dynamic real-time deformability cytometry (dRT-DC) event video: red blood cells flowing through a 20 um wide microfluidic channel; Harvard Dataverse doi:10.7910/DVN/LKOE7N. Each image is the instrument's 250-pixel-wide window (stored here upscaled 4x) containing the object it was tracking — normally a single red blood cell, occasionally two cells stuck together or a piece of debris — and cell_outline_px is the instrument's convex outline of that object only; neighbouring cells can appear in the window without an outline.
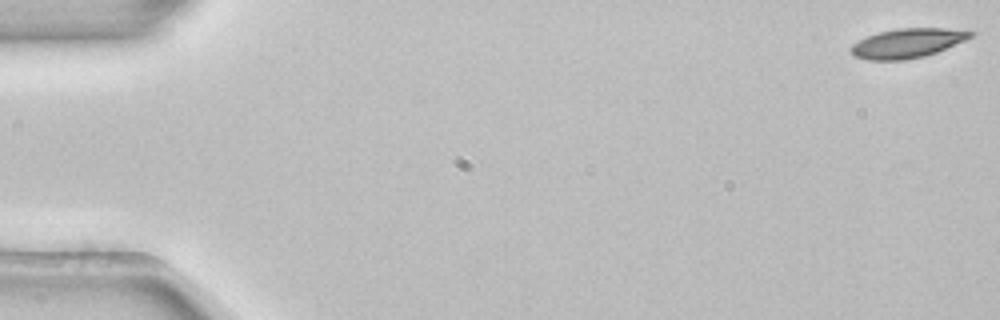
{"species": "common noctule bat (a hibernating species)", "species_latin": "Nyctalus noctula", "temperature_condition": "room temperature", "stored_images_in_passage": 53, "camera_frame_rate_fps": 3000, "um_per_image_px": 0.085, "animal": {"sex": "female", "body_mass_g": 22.7, "forearm_length_mm": 54.2}, "frame": {"image": 1, "passage_image": 1, "time_ms": 0.0, "image_size_px": [1000, 320], "cell_outline_px": [[976, 32], [972, 36], [964, 40], [936, 52], [924, 56], [904, 60], [868, 60], [856, 56], [852, 52], [852, 44], [868, 36], [880, 32], [900, 28], [944, 28]], "centroid_in_image_um": [77.14, 3.67], "position_along_channel_um": 7.9, "area_um2": 20.0}}
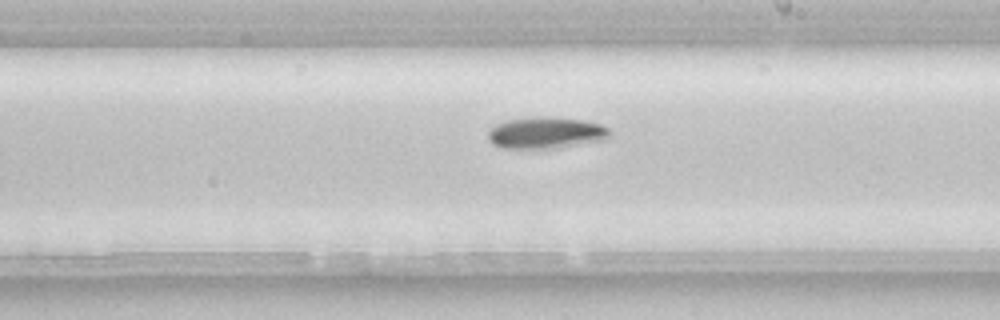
{"frame": {"image": 2, "passage_image": 31, "time_ms": 10.0, "image_size_px": [1000, 320], "cell_outline_px": [[612, 136], [604, 140], [560, 148], [500, 148], [492, 144], [488, 140], [488, 132], [496, 124], [508, 120], [532, 116], [552, 116], [584, 120], [600, 124], [608, 128], [612, 132]], "centroid_in_image_um": [46.43, 11.28], "position_along_channel_um": 242.6, "area_um2": 22.83}}
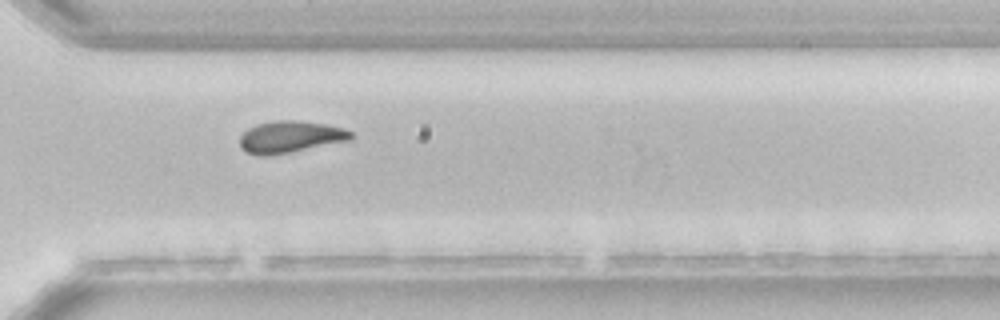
{"frame": {"image": 3, "passage_image": 39, "time_ms": 12.667, "image_size_px": [1000, 320], "cell_outline_px": [[352, 140], [292, 152], [268, 156], [256, 156], [244, 152], [240, 148], [240, 136], [248, 128], [256, 124], [276, 120], [296, 120], [324, 124], [344, 128], [352, 132]], "centroid_in_image_um": [24.64, 11.65], "position_along_channel_um": 346.0, "area_um2": 20.92}, "authors_computed_cell_mechanics": {"area_um2": 20.8658, "velocity_mm_per_s": 3.8761, "shape_relaxation_time_tau1_ms": 3.1831, "shape_relaxation_time_tau2_ms": null, "deformation_change_tau1": 0.1291, "deformation_change_tau2": null}}